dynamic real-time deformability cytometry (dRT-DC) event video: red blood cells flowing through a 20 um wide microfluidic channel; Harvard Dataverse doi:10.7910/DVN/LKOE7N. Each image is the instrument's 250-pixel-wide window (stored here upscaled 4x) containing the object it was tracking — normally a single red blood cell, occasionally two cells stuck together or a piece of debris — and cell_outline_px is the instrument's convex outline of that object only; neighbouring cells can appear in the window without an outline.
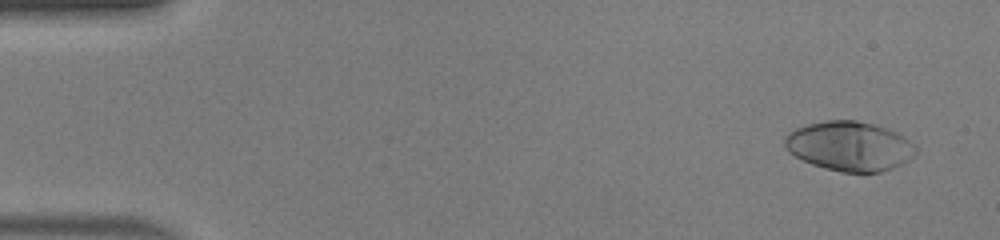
{"species": "human", "species_latin": "Homo sapiens", "temperature_condition": "warm", "stored_images_in_passage": 49, "camera_frame_rate_fps": 3000, "um_per_image_px": 0.085, "donor": {"sex": "male"}, "frame": {"image": 1, "passage_image": 3, "time_ms": 0.667, "image_size_px": [1000, 240], "cell_outline_px": [[916, 152], [908, 160], [892, 168], [880, 172], [840, 172], [824, 168], [812, 164], [788, 152], [784, 148], [784, 136], [788, 132], [796, 128], [808, 124], [828, 120], [856, 120], [888, 128], [904, 136], [916, 148]], "centroid_in_image_um": [72.17, 12.42], "position_along_channel_um": 12.8, "area_um2": 37.74}}
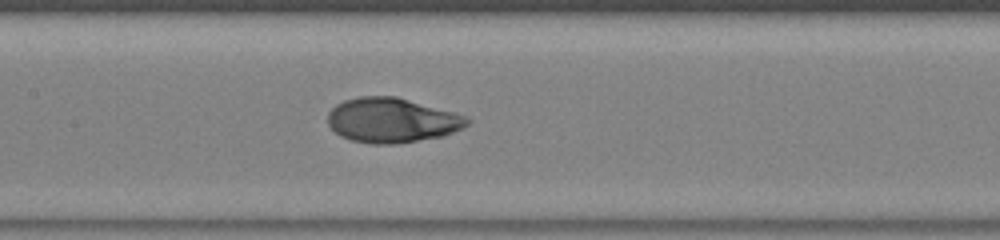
{"frame": {"image": 2, "passage_image": 24, "time_ms": 7.667, "image_size_px": [1000, 240], "cell_outline_px": [[472, 120], [464, 128], [444, 136], [396, 144], [372, 144], [352, 140], [340, 136], [328, 124], [328, 112], [336, 104], [344, 100], [360, 96], [396, 96], [468, 116]], "centroid_in_image_um": [33.34, 10.22], "position_along_channel_um": 174.1, "area_um2": 36.53}}
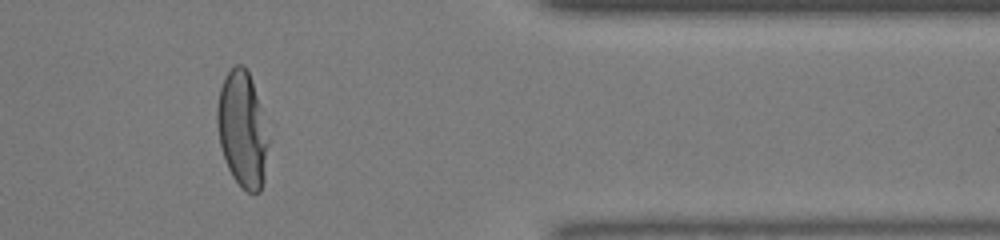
{"frame": {"image": 3, "passage_image": 41, "time_ms": 13.333, "image_size_px": [1000, 240], "cell_outline_px": [[268, 144], [264, 180], [260, 192], [248, 192], [232, 176], [228, 168], [220, 144], [216, 124], [216, 108], [220, 88], [224, 76], [236, 64], [240, 64], [248, 72], [252, 80], [260, 108], [268, 140]], "centroid_in_image_um": [20.57, 11.0], "position_along_channel_um": 390.8, "area_um2": 33.99}, "authors_computed_cell_mechanics": {"area_um2": 36.2406, "velocity_mm_per_s": 4.2016, "shape_relaxation_time_tau1_ms": 3.2294, "shape_relaxation_time_tau2_ms": 0.814, "deformation_change_tau1": 0.2575, "deformation_change_tau2": 0.0389}}